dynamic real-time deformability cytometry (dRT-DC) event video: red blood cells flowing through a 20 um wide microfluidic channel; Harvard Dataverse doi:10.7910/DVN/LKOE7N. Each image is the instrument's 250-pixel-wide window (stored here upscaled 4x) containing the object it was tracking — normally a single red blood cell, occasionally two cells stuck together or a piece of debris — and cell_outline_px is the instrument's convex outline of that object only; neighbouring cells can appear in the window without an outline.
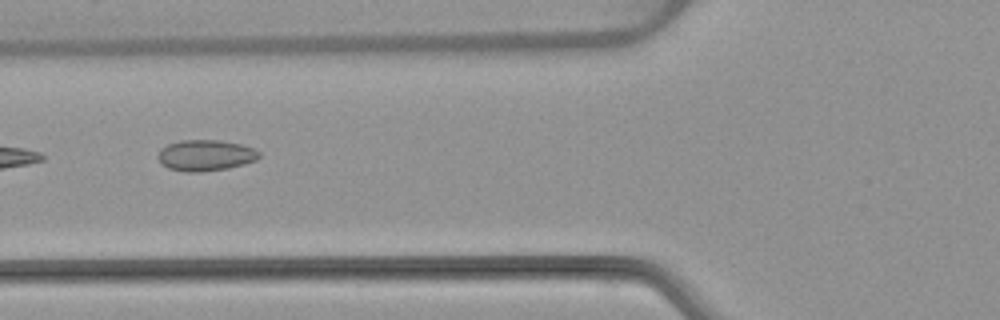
{"species": "common noctule bat (a hibernating species)", "species_latin": "Nyctalus noctula", "temperature_condition": "warm", "stored_images_in_passage": 3, "camera_frame_rate_fps": 3000, "um_per_image_px": 0.085, "animal": {"sex": "female", "body_mass_g": 22.7, "forearm_length_mm": 54.2}, "frame": {"image": 1, "passage_image": 2, "time_ms": 1.0, "image_size_px": [1000, 320], "cell_outline_px": [[260, 156], [256, 160], [244, 164], [228, 168], [200, 172], [184, 172], [168, 168], [160, 164], [156, 156], [160, 148], [168, 144], [180, 140], [220, 140], [240, 144], [252, 148], [260, 152]], "centroid_in_image_um": [17.42, 13.21], "position_along_channel_um": 108.4, "area_um2": 18.5}}
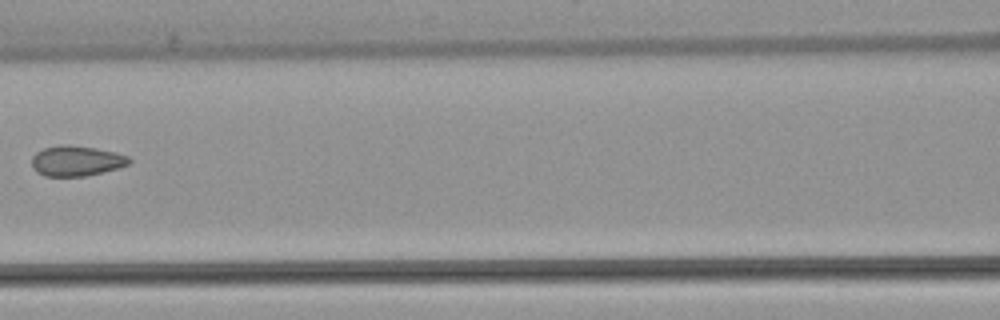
{"frame": {"image": 2, "passage_image": 3, "time_ms": 2.333, "image_size_px": [1000, 320], "cell_outline_px": [[132, 160], [128, 164], [116, 168], [84, 176], [44, 176], [36, 172], [32, 168], [32, 156], [36, 152], [44, 148], [64, 144], [68, 144], [96, 148], [116, 152], [128, 156]], "centroid_in_image_um": [6.46, 13.66], "position_along_channel_um": 160.1, "area_um2": 17.17}}